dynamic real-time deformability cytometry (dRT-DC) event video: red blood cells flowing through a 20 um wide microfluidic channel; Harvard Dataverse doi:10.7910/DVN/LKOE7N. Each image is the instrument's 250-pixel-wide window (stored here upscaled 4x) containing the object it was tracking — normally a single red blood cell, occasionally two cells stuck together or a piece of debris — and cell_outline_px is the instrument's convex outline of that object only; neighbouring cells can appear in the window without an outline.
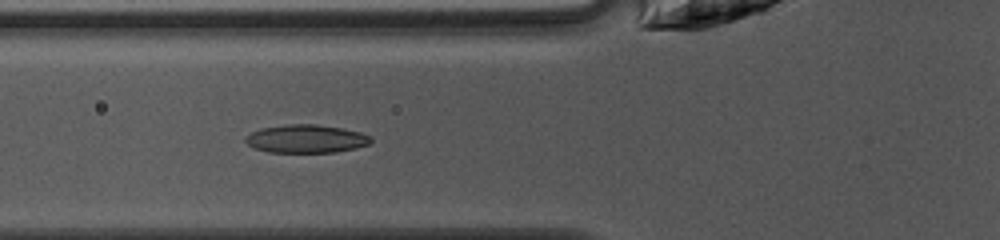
{"species": "common noctule bat (a hibernating species)", "species_latin": "Nyctalus noctula", "temperature_condition": "warm", "stored_images_in_passage": 35, "camera_frame_rate_fps": 3000, "um_per_image_px": 0.085, "animal": {"sex": "female", "body_mass_g": 10.0, "forearm_length_mm": 53.1}, "frame": {"image": 1, "passage_image": 5, "time_ms": 1.333, "image_size_px": [1000, 240], "cell_outline_px": [[372, 140], [368, 144], [356, 148], [336, 152], [268, 152], [256, 148], [248, 144], [244, 140], [252, 132], [260, 128], [288, 124], [316, 124], [340, 128], [360, 132], [372, 136]], "centroid_in_image_um": [26.04, 11.79], "position_along_channel_um": 99.8, "area_um2": 20.46}}
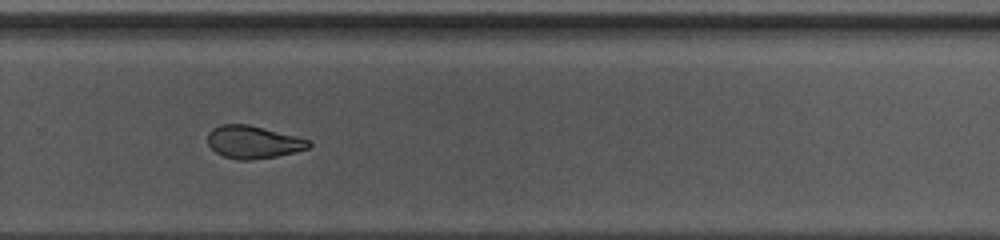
{"frame": {"image": 2, "passage_image": 20, "time_ms": 6.333, "image_size_px": [1000, 240], "cell_outline_px": [[312, 144], [308, 148], [276, 156], [252, 160], [240, 160], [224, 156], [216, 152], [208, 144], [208, 132], [212, 128], [220, 124], [248, 124], [296, 136], [308, 140]], "centroid_in_image_um": [21.49, 12.07], "position_along_channel_um": 308.3, "area_um2": 19.07}}
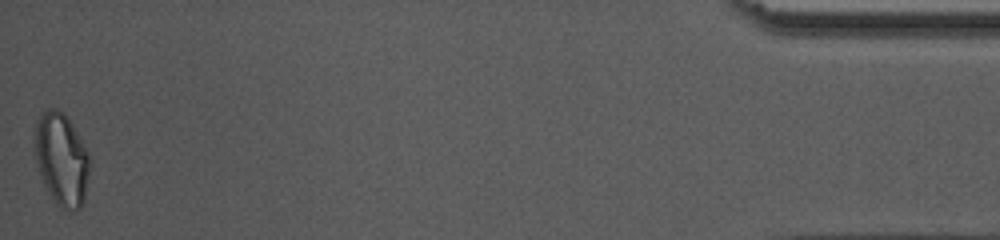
{"frame": {"image": 3, "passage_image": 35, "time_ms": 11.333, "image_size_px": [1000, 240], "cell_outline_px": [[88, 176], [84, 200], [80, 208], [60, 208], [56, 204], [48, 192], [40, 172], [32, 148], [36, 120], [48, 108], [56, 108], [64, 112], [72, 124], [88, 152]], "centroid_in_image_um": [5.19, 13.48], "position_along_channel_um": 430.0, "area_um2": 29.42}, "authors_computed_cell_mechanics": {"area_um2": 20.519, "velocity_mm_per_s": 4.1615, "shape_relaxation_time_tau1_ms": 5.1207, "shape_relaxation_time_tau2_ms": 2.4151, "deformation_change_tau1": 0.1527, "deformation_change_tau2": 0.0702}}